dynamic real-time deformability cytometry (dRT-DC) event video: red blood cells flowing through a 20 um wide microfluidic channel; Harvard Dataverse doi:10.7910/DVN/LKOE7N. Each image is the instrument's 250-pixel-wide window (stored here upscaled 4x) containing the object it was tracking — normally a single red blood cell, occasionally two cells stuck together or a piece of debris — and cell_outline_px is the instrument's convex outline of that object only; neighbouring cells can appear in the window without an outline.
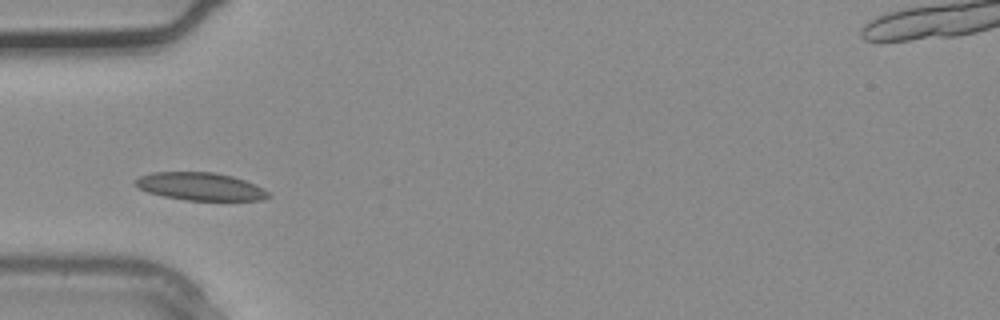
{"species": "common noctule bat (a hibernating species)", "species_latin": "Nyctalus noctula", "temperature_condition": "warm", "stored_images_in_passage": 1, "camera_frame_rate_fps": 3000, "um_per_image_px": 0.085, "animal": {"sex": "male", "body_mass_g": 20.4}, "frame": {"image": 1, "passage_image": 1, "time_ms": 0.0, "image_size_px": [1000, 320], "cell_outline_px": [[272, 196], [264, 200], [188, 200], [164, 196], [148, 192], [132, 184], [140, 176], [152, 172], [216, 172], [232, 176], [244, 180], [264, 188]], "centroid_in_image_um": [17.05, 15.85], "position_along_channel_um": 67.9, "area_um2": 21.5}}